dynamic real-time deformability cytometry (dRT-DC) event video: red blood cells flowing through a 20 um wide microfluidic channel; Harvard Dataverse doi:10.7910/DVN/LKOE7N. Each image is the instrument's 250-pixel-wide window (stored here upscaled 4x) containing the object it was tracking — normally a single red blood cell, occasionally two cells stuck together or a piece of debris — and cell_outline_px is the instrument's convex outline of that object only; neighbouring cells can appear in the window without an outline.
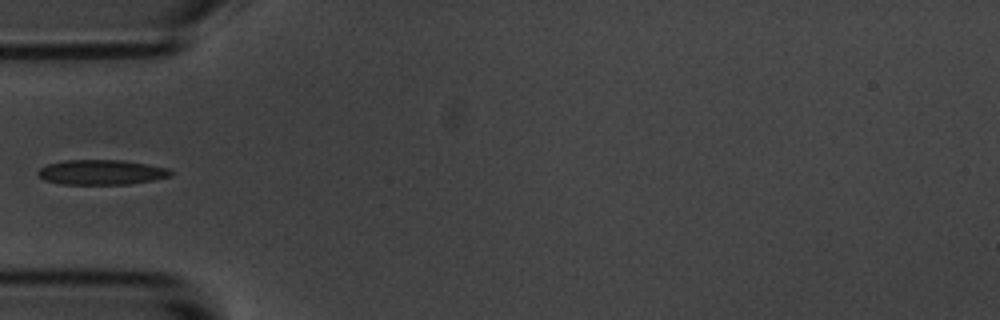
{"species": "common noctule bat (a hibernating species)", "species_latin": "Nyctalus noctula", "temperature_condition": "room temperature", "stored_images_in_passage": 4, "camera_frame_rate_fps": 3000, "um_per_image_px": 0.085, "animal": {"sex": "male", "body_mass_g": 20.1, "forearm_length_mm": 53.5}, "frame": {"image": 1, "passage_image": 4, "time_ms": 3.333, "image_size_px": [1000, 320], "cell_outline_px": [[172, 176], [152, 180], [128, 184], [60, 184], [44, 180], [36, 172], [40, 168], [48, 164], [64, 160], [124, 160], [148, 164], [168, 168], [172, 172]], "centroid_in_image_um": [8.62, 14.64], "position_along_channel_um": 76.4, "area_um2": 19.31}}